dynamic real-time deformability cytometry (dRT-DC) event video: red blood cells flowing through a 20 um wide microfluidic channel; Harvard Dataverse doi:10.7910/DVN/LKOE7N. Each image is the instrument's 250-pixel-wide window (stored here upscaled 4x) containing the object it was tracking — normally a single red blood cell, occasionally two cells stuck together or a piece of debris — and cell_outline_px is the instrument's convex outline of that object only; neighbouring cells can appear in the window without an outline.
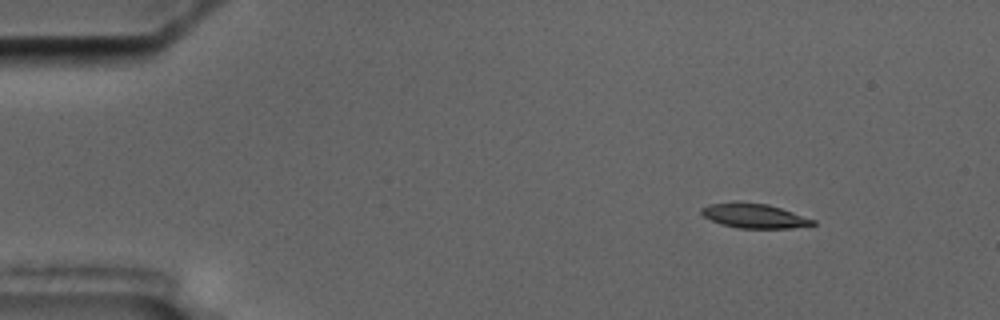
{"species": "common noctule bat (a hibernating species)", "species_latin": "Nyctalus noctula", "temperature_condition": "cold", "stored_images_in_passage": 5, "camera_frame_rate_fps": 3000, "um_per_image_px": 0.085, "animal": {"sex": "male", "body_mass_g": 17.5, "forearm_length_mm": 52.3}, "frame": {"image": 1, "passage_image": 2, "time_ms": 1.333, "image_size_px": [1000, 320], "cell_outline_px": [[816, 224], [792, 228], [736, 228], [720, 224], [704, 216], [700, 212], [700, 208], [708, 204], [736, 200], [768, 204], [816, 220]], "centroid_in_image_um": [64.06, 18.32], "position_along_channel_um": 20.9, "area_um2": 16.18}}
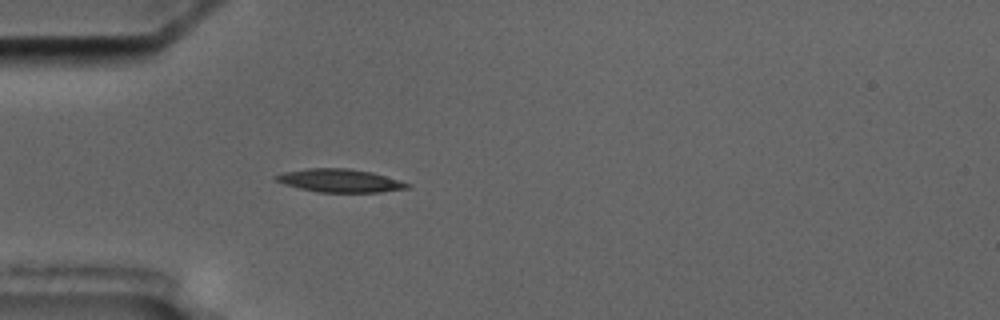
{"frame": {"image": 2, "passage_image": 5, "time_ms": 4.667, "image_size_px": [1000, 320], "cell_outline_px": [[412, 184], [408, 188], [380, 192], [320, 192], [300, 188], [284, 184], [276, 180], [272, 176], [284, 172], [308, 168], [348, 168], [372, 172]], "centroid_in_image_um": [28.88, 15.35], "position_along_channel_um": 56.1, "area_um2": 17.63}}